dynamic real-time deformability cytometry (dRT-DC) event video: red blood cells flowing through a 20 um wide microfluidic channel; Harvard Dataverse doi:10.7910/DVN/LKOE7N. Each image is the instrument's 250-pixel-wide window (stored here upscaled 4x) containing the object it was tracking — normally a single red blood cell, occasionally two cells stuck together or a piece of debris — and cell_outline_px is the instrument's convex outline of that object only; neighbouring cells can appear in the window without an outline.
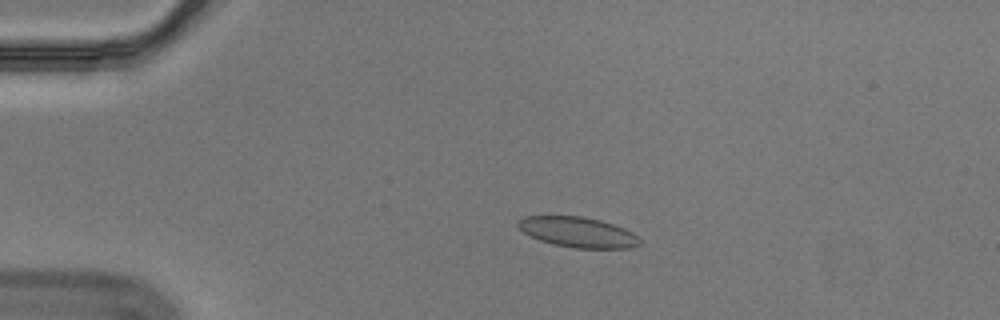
{"species": "Egyptian fruit bat (a non-hibernating species)", "species_latin": "Rousettus aegyptiacus", "temperature_condition": "cold", "stored_images_in_passage": 56, "segment_of_instrument_passage": [1, 2], "camera_frame_rate_fps": 3000, "um_per_image_px": 0.085, "animal": {"sex": "male"}, "frame": {"image": 1, "passage_image": 12, "time_ms": 3.667, "image_size_px": [1000, 320], "cell_outline_px": [[640, 244], [632, 248], [576, 248], [552, 244], [540, 240], [524, 232], [516, 224], [516, 220], [524, 216], [584, 216], [600, 220], [624, 228], [632, 232], [640, 240]], "centroid_in_image_um": [49.11, 19.73], "position_along_channel_um": 35.9, "area_um2": 21.44}}
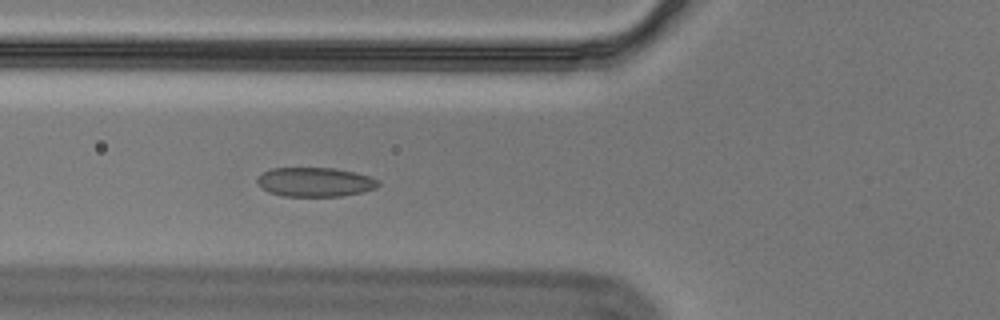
{"frame": {"image": 2, "passage_image": 21, "time_ms": 6.667, "image_size_px": [1000, 320], "cell_outline_px": [[380, 184], [376, 188], [360, 192], [340, 196], [284, 196], [268, 192], [256, 184], [256, 180], [264, 172], [272, 168], [336, 168], [356, 172], [380, 180]], "centroid_in_image_um": [26.78, 15.47], "position_along_channel_um": 99.0, "area_um2": 20.63}}
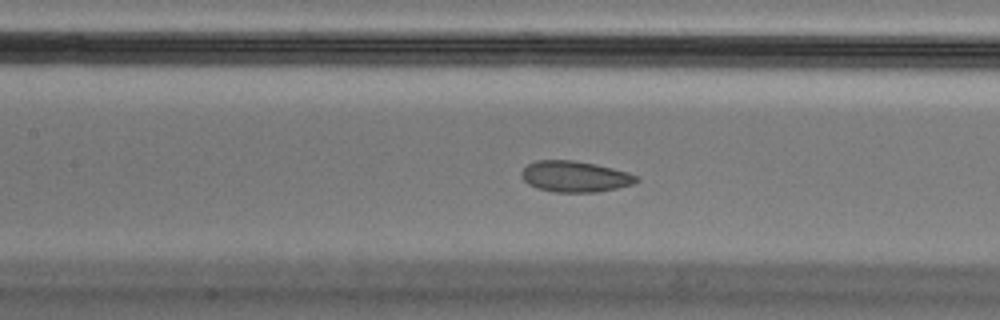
{"frame": {"image": 3, "passage_image": 26, "time_ms": 8.333, "image_size_px": [1000, 320], "cell_outline_px": [[640, 180], [632, 184], [616, 188], [596, 192], [556, 192], [536, 188], [528, 184], [524, 180], [520, 172], [528, 164], [536, 160], [572, 160], [596, 164], [628, 172], [636, 176]], "centroid_in_image_um": [48.85, 15.0], "position_along_channel_um": 158.5, "area_um2": 20.69}}